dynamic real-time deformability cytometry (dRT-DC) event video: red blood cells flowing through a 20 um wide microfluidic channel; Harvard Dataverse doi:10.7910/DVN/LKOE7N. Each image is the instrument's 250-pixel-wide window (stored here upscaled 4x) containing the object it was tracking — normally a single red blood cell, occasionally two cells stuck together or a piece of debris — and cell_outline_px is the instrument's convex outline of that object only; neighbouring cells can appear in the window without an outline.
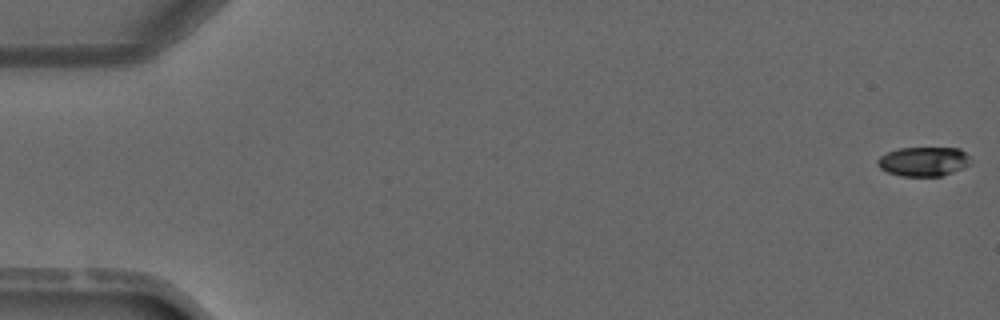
{"species": "common noctule bat (a hibernating species)", "species_latin": "Nyctalus noctula", "temperature_condition": "warm", "stored_images_in_passage": 4, "camera_frame_rate_fps": 3000, "um_per_image_px": 0.085, "animal": {"sex": "male", "forearm_length_mm": 52.5}, "frame": {"image": 1, "passage_image": 1, "time_ms": 0.0, "image_size_px": [1000, 320], "cell_outline_px": [[972, 164], [952, 172], [940, 176], [904, 176], [888, 172], [880, 168], [876, 164], [876, 160], [880, 156], [888, 152], [900, 148], [960, 148], [968, 156]], "centroid_in_image_um": [78.5, 13.72], "position_along_channel_um": 6.5, "area_um2": 15.84}}